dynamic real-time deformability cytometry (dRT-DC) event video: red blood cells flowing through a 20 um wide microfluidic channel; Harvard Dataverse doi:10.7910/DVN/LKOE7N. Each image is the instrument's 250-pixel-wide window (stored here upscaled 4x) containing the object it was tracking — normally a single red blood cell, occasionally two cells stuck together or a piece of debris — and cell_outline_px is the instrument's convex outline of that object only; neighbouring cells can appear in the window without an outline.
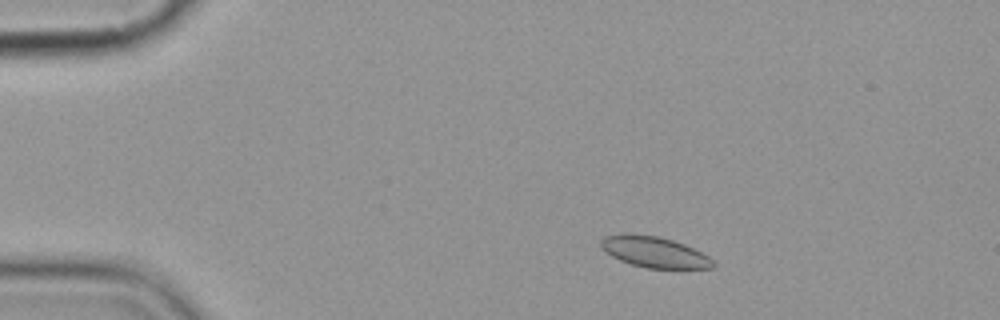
{"species": "common noctule bat (a hibernating species)", "species_latin": "Nyctalus noctula", "temperature_condition": "cold", "stored_images_in_passage": 4, "camera_frame_rate_fps": 3000, "um_per_image_px": 0.085, "animal": {"sex": "female", "body_mass_g": 19.9}, "frame": {"image": 1, "passage_image": 2, "time_ms": 1.333, "image_size_px": [1000, 320], "cell_outline_px": [[716, 264], [712, 268], [648, 268], [632, 264], [620, 260], [604, 252], [600, 244], [600, 240], [604, 236], [620, 232], [660, 236], [684, 244], [708, 256]], "centroid_in_image_um": [55.56, 21.4], "position_along_channel_um": 29.4, "area_um2": 20.29}}